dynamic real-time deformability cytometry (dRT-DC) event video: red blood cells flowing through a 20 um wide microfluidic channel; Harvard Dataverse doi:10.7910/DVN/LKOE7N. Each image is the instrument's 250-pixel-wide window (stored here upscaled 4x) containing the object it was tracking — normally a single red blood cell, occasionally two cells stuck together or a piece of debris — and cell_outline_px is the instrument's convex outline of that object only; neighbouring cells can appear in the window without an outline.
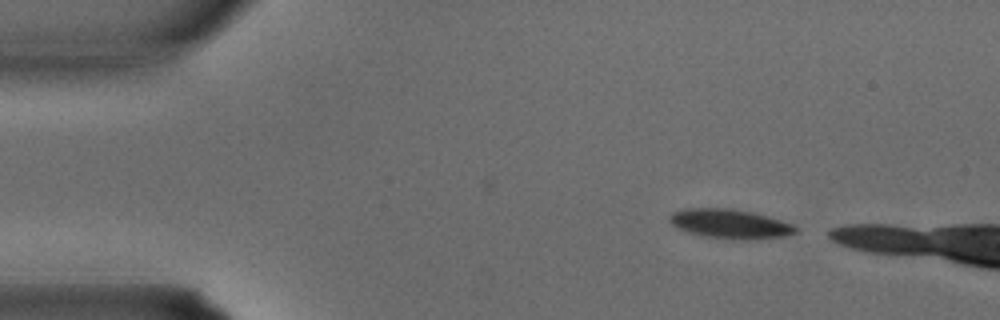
{"species": "common noctule bat (a hibernating species)", "species_latin": "Nyctalus noctula", "temperature_condition": "warm", "stored_images_in_passage": 4, "camera_frame_rate_fps": 3000, "um_per_image_px": 0.085, "animal": {"sex": "male", "body_mass_g": 15.6}, "frame": {"image": 1, "passage_image": 1, "time_ms": 0.0, "image_size_px": [1000, 320], "cell_outline_px": [[800, 228], [796, 232], [784, 236], [756, 240], [732, 240], [704, 236], [688, 232], [672, 224], [668, 220], [668, 216], [672, 212], [680, 208], [732, 208], [752, 212], [780, 220], [792, 224]], "centroid_in_image_um": [62.05, 19.03], "position_along_channel_um": 23.0, "area_um2": 21.85}}